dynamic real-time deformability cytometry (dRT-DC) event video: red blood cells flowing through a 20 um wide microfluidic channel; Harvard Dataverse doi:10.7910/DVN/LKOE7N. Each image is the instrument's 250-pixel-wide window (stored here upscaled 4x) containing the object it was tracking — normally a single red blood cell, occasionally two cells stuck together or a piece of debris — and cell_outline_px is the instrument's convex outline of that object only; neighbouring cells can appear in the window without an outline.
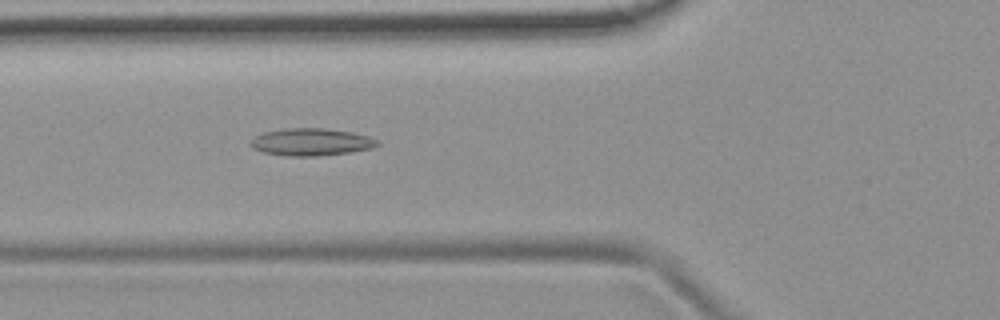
{"species": "common noctule bat (a hibernating species)", "species_latin": "Nyctalus noctula", "temperature_condition": "room temperature", "stored_images_in_passage": 51, "camera_frame_rate_fps": 3000, "um_per_image_px": 0.085, "animal": {"sex": "female", "body_mass_g": 19.9}, "frame": {"image": 1, "passage_image": 17, "time_ms": 5.333, "image_size_px": [1000, 320], "cell_outline_px": [[380, 144], [372, 148], [348, 152], [316, 156], [288, 156], [264, 152], [252, 148], [248, 144], [248, 140], [264, 132], [284, 128], [324, 128], [352, 132], [368, 136], [380, 140]], "centroid_in_image_um": [26.43, 12.06], "position_along_channel_um": 99.4, "area_um2": 20.29}}
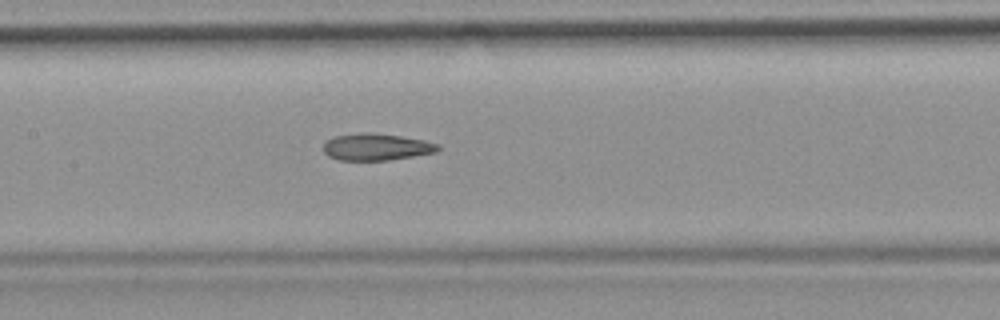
{"frame": {"image": 2, "passage_image": 23, "time_ms": 7.333, "image_size_px": [1000, 320], "cell_outline_px": [[440, 148], [436, 152], [388, 160], [340, 160], [328, 156], [324, 152], [324, 144], [328, 140], [336, 136], [400, 136], [424, 140], [440, 144]], "centroid_in_image_um": [32.05, 12.55], "position_along_channel_um": 175.3, "area_um2": 16.76}}
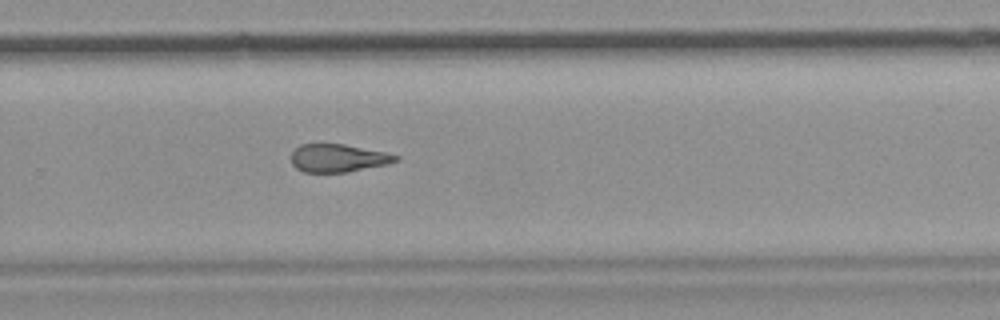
{"frame": {"image": 3, "passage_image": 33, "time_ms": 10.667, "image_size_px": [1000, 320], "cell_outline_px": [[400, 160], [388, 164], [348, 172], [304, 172], [296, 168], [292, 164], [292, 152], [300, 144], [344, 144], [384, 152], [400, 156]], "centroid_in_image_um": [28.75, 13.44], "position_along_channel_um": 301.0, "area_um2": 16.99}, "authors_computed_cell_mechanics": {"area_um2": 18.6694, "velocity_mm_per_s": 3.7886, "shape_relaxation_time_tau1_ms": null, "shape_relaxation_time_tau2_ms": 3.4778, "deformation_change_tau1": null, "deformation_change_tau2": 0.1277}}